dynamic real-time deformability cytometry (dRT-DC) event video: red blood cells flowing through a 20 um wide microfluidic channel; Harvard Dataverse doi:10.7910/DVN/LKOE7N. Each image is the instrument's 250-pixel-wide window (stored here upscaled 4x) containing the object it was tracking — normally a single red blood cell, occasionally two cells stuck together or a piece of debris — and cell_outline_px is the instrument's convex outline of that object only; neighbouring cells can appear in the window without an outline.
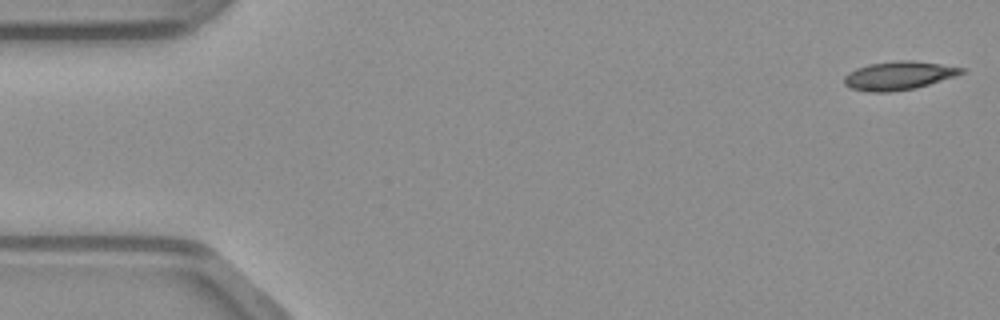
{"species": "common noctule bat (a hibernating species)", "species_latin": "Nyctalus noctula", "temperature_condition": "warm", "stored_images_in_passage": 48, "camera_frame_rate_fps": 3000, "um_per_image_px": 0.085, "animal": {"sex": "male", "body_mass_g": 23.1, "forearm_length_mm": 52.7}, "frame": {"image": 1, "passage_image": 1, "time_ms": 0.0, "image_size_px": [1000, 320], "cell_outline_px": [[968, 72], [956, 76], [916, 88], [888, 92], [872, 92], [852, 88], [844, 84], [844, 76], [848, 72], [856, 68], [868, 64], [896, 60], [912, 60], [940, 64], [964, 68]], "centroid_in_image_um": [76.41, 6.41], "position_along_channel_um": 8.6, "area_um2": 19.54}}
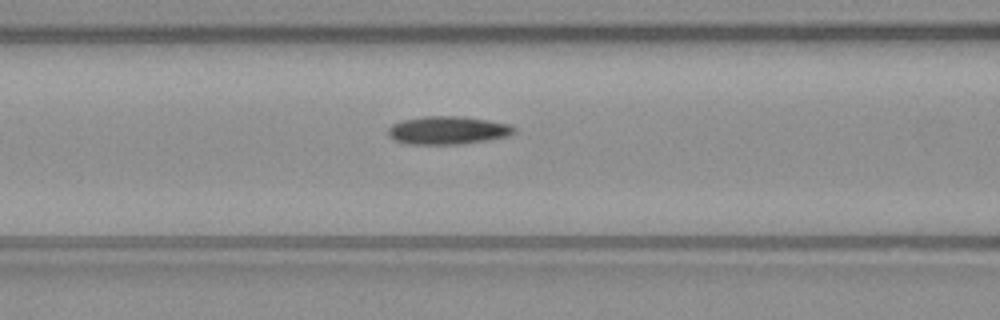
{"frame": {"image": 2, "passage_image": 19, "time_ms": 6.0, "image_size_px": [1000, 320], "cell_outline_px": [[516, 132], [508, 136], [460, 144], [408, 144], [396, 140], [388, 136], [388, 128], [392, 124], [404, 120], [424, 116], [456, 116], [488, 120], [508, 124], [516, 128]], "centroid_in_image_um": [38.05, 11.07], "position_along_channel_um": 128.6, "area_um2": 20.4}}
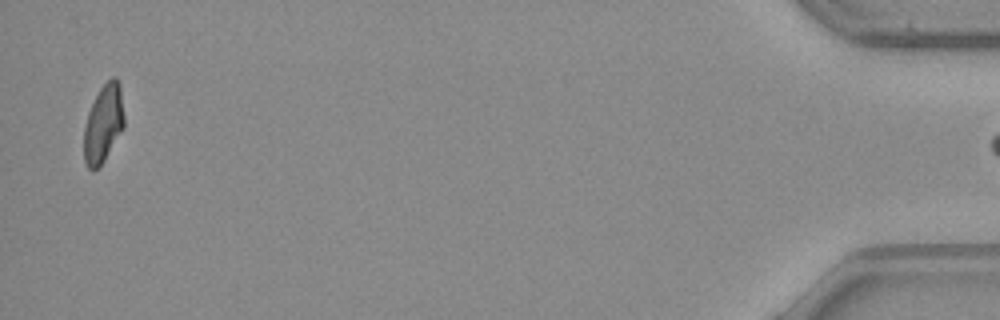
{"frame": {"image": 3, "passage_image": 47, "time_ms": 15.333, "image_size_px": [1000, 320], "cell_outline_px": [[124, 128], [100, 168], [92, 172], [88, 168], [84, 160], [84, 128], [88, 112], [100, 88], [112, 76], [116, 76], [120, 84], [124, 116]], "centroid_in_image_um": [8.79, 10.54], "position_along_channel_um": 426.4, "area_um2": 18.5}}